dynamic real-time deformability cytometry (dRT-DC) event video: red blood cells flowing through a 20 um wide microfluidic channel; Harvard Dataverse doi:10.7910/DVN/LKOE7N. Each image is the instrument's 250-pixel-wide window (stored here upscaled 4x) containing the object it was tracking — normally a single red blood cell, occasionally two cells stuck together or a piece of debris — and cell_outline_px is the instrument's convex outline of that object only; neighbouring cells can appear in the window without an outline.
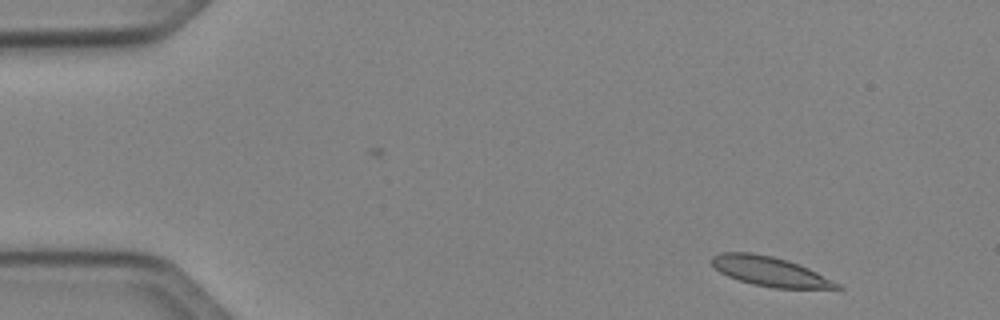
{"species": "Egyptian fruit bat (a non-hibernating species)", "species_latin": "Rousettus aegyptiacus", "temperature_condition": "cold", "stored_images_in_passage": 3, "camera_frame_rate_fps": 3000, "um_per_image_px": 0.085, "animal": {"sex": "female"}, "frame": {"image": 1, "passage_image": 1, "time_ms": 0.0, "image_size_px": [1000, 320], "cell_outline_px": [[844, 288], [776, 288], [752, 284], [728, 276], [720, 272], [708, 260], [712, 256], [720, 252], [752, 252], [772, 256], [788, 260], [808, 268], [840, 284]], "centroid_in_image_um": [65.39, 23.05], "position_along_channel_um": 19.6, "area_um2": 21.39}}
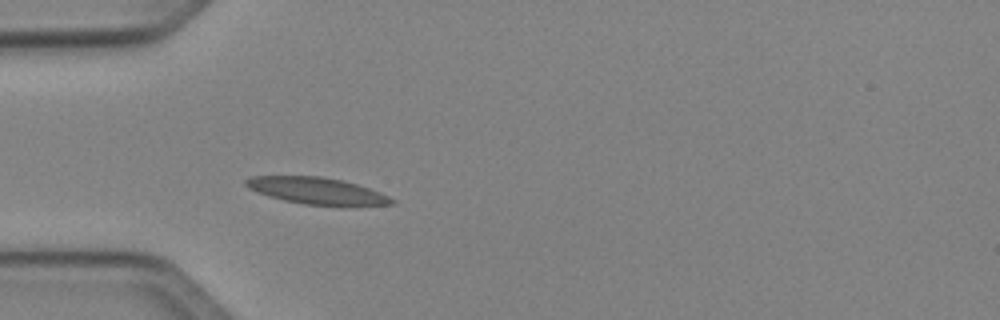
{"frame": {"image": 2, "passage_image": 3, "time_ms": 3.333, "image_size_px": [1000, 320], "cell_outline_px": [[396, 204], [304, 204], [284, 200], [268, 196], [256, 192], [248, 188], [244, 184], [244, 180], [252, 176], [320, 176], [344, 180], [380, 192], [396, 200]], "centroid_in_image_um": [26.85, 16.19], "position_along_channel_um": 58.1, "area_um2": 22.2}}